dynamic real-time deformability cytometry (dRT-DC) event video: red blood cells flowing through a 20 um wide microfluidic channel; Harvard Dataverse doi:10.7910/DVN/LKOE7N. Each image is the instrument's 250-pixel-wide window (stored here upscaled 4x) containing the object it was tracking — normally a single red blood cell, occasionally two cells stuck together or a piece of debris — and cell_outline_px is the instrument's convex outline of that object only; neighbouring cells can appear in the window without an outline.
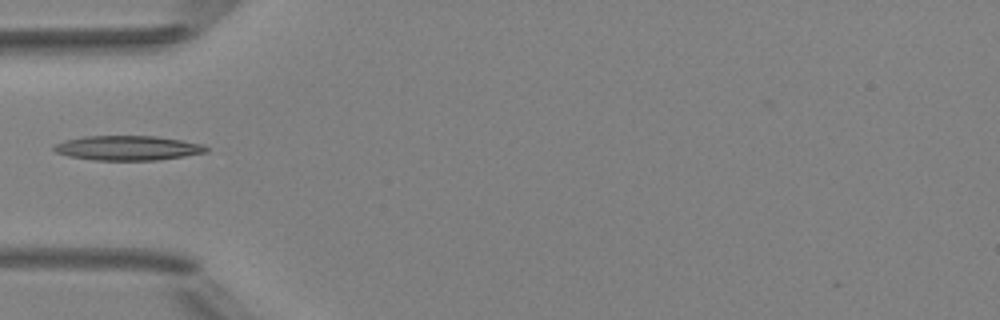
{"species": "Egyptian fruit bat (a non-hibernating species)", "species_latin": "Rousettus aegyptiacus", "temperature_condition": "room temperature", "stored_images_in_passage": 2, "camera_frame_rate_fps": 3000, "um_per_image_px": 0.085, "animal": {"sex": "female"}, "frame": {"image": 1, "passage_image": 2, "time_ms": 1.0, "image_size_px": [1000, 320], "cell_outline_px": [[208, 152], [184, 156], [156, 160], [92, 160], [68, 156], [56, 152], [52, 148], [56, 144], [64, 140], [80, 136], [156, 136], [204, 144], [208, 148]], "centroid_in_image_um": [10.84, 12.57], "position_along_channel_um": 74.2, "area_um2": 21.91}}